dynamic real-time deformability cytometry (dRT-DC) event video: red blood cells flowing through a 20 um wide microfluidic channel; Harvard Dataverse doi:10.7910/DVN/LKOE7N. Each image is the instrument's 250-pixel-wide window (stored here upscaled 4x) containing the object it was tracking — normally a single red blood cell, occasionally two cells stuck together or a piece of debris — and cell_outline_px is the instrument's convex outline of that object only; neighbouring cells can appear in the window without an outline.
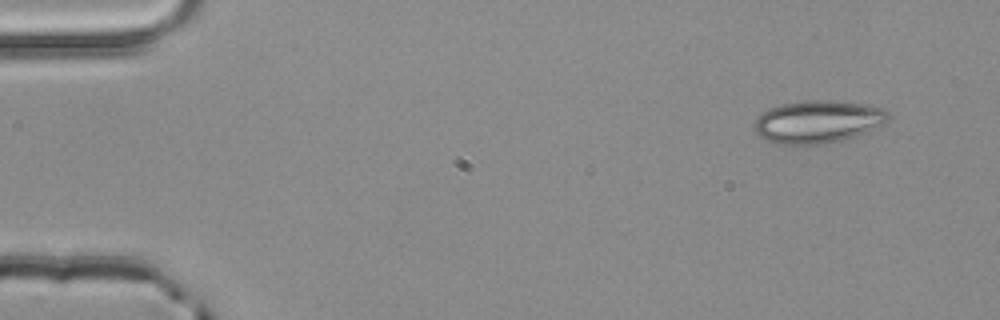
{"species": "common noctule bat (a hibernating species)", "species_latin": "Nyctalus noctula", "temperature_condition": "room temperature", "stored_images_in_passage": 3, "camera_frame_rate_fps": 3000, "um_per_image_px": 0.085, "animal": {"sex": "male", "body_mass_g": 20.4}, "frame": {"image": 1, "passage_image": 1, "time_ms": 0.0, "image_size_px": [1000, 320], "cell_outline_px": [[892, 116], [884, 124], [856, 136], [844, 140], [804, 148], [792, 148], [776, 144], [760, 136], [752, 128], [752, 124], [756, 116], [768, 108], [780, 104], [804, 100], [832, 100], [868, 104], [884, 108]], "centroid_in_image_um": [69.47, 10.38], "position_along_channel_um": 15.5, "area_um2": 34.8}}